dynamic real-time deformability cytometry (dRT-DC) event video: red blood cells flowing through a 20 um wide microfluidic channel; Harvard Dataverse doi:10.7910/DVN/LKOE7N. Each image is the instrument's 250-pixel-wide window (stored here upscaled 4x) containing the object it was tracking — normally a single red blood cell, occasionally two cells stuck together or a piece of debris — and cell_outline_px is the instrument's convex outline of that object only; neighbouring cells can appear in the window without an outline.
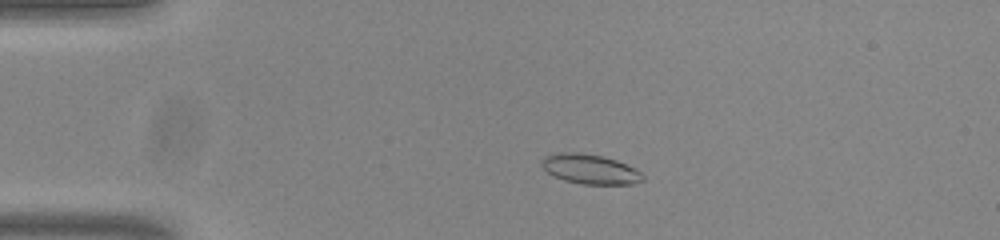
{"species": "common noctule bat (a hibernating species)", "species_latin": "Nyctalus noctula", "temperature_condition": "room temperature", "stored_images_in_passage": 51, "camera_frame_rate_fps": 3000, "um_per_image_px": 0.085, "animal": {"sex": "male", "body_mass_g": 20.0, "forearm_length_mm": 53.3}, "frame": {"image": 1, "passage_image": 9, "time_ms": 2.667, "image_size_px": [1000, 240], "cell_outline_px": [[644, 180], [636, 184], [580, 184], [564, 180], [552, 176], [540, 164], [540, 160], [544, 156], [556, 152], [580, 152], [604, 156], [616, 160], [636, 168], [644, 176]], "centroid_in_image_um": [50.14, 14.37], "position_along_channel_um": 34.9, "area_um2": 17.86}}
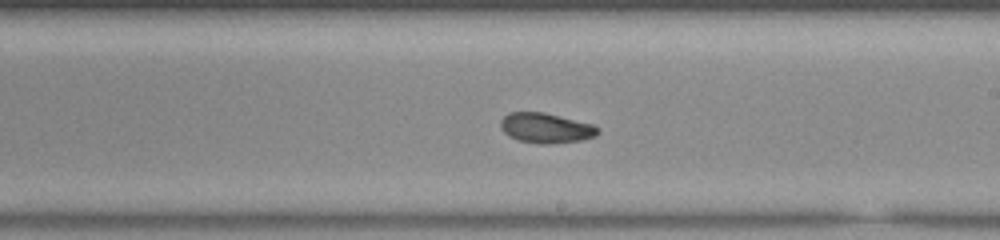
{"frame": {"image": 2, "passage_image": 29, "time_ms": 9.333, "image_size_px": [1000, 240], "cell_outline_px": [[600, 132], [596, 136], [580, 140], [548, 144], [540, 144], [516, 140], [508, 136], [500, 128], [500, 120], [508, 112], [544, 112], [596, 124], [600, 128]], "centroid_in_image_um": [46.42, 10.87], "position_along_channel_um": 242.6, "area_um2": 17.4}}
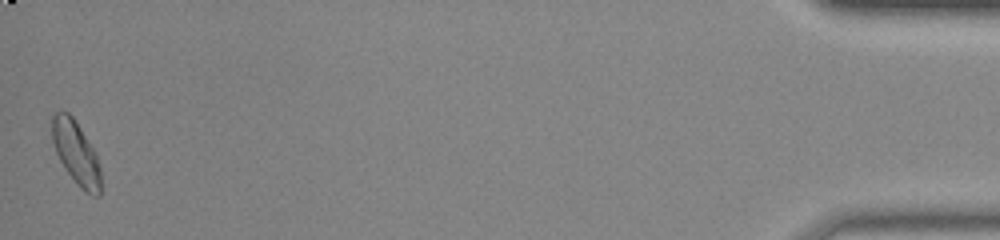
{"frame": {"image": 3, "passage_image": 51, "time_ms": 16.667, "image_size_px": [1000, 240], "cell_outline_px": [[100, 196], [92, 196], [84, 192], [76, 184], [60, 160], [56, 152], [52, 140], [52, 116], [56, 112], [68, 112], [72, 116], [96, 152], [100, 168]], "centroid_in_image_um": [6.48, 13.02], "position_along_channel_um": 428.7, "area_um2": 17.86}, "authors_computed_cell_mechanics": {"area_um2": 17.4556, "velocity_mm_per_s": 3.8023, "shape_relaxation_time_tau1_ms": 9.1887, "shape_relaxation_time_tau2_ms": 2.7306, "deformation_change_tau1": 0.1803, "deformation_change_tau2": 0.0684}}